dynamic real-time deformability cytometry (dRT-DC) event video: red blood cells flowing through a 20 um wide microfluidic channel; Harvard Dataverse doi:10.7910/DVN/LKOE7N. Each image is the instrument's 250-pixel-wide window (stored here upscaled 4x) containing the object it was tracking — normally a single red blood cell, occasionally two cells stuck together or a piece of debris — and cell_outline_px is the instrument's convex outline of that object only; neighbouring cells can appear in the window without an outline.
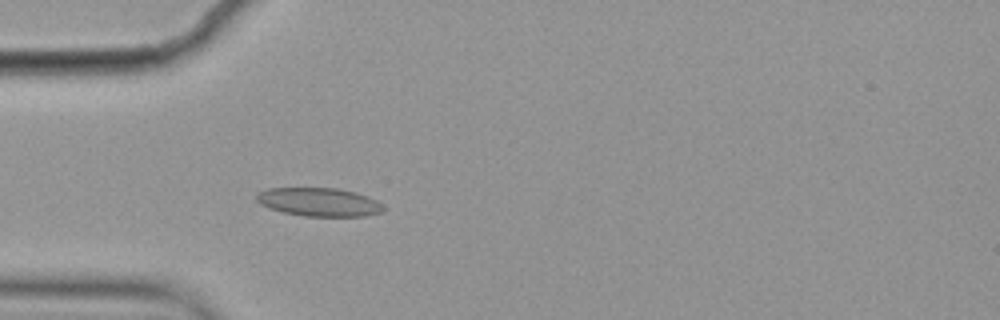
{"species": "common noctule bat (a hibernating species)", "species_latin": "Nyctalus noctula", "temperature_condition": "cold", "stored_images_in_passage": 5, "camera_frame_rate_fps": 3000, "um_per_image_px": 0.085, "animal": {"sex": "female", "body_mass_g": 19.9}, "frame": {"image": 1, "passage_image": 5, "time_ms": 1.333, "image_size_px": [1000, 320], "cell_outline_px": [[384, 208], [380, 212], [364, 216], [304, 216], [284, 212], [268, 208], [260, 204], [256, 200], [256, 196], [260, 192], [268, 188], [336, 188], [356, 192], [368, 196], [376, 200]], "centroid_in_image_um": [27.1, 17.17], "position_along_channel_um": 57.9, "area_um2": 20.92}}